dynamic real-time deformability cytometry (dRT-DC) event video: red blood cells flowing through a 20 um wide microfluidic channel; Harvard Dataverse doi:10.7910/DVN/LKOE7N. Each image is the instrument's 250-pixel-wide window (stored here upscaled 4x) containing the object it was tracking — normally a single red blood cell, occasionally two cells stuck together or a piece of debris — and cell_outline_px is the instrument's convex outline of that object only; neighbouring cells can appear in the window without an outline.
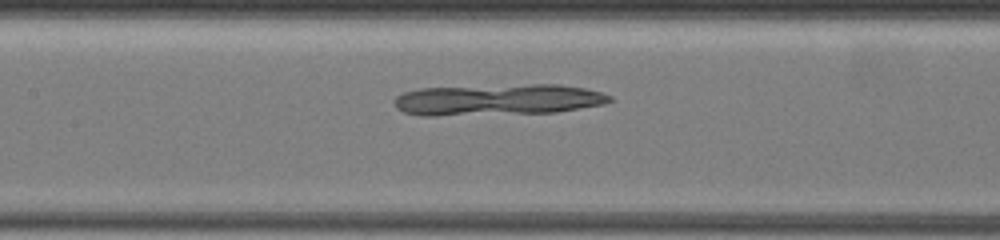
{"species": "common noctule bat (a hibernating species)", "species_latin": "Nyctalus noctula", "temperature_condition": "warm", "stored_images_in_passage": 58, "camera_frame_rate_fps": 3000, "um_per_image_px": 0.085, "animal": {"sex": "female", "body_mass_g": 19.5, "forearm_length_mm": 54.1}, "frame": {"image": 1, "passage_image": 23, "time_ms": 5.667, "image_size_px": [1000, 240], "cell_outline_px": [[612, 100], [604, 104], [556, 112], [436, 116], [420, 116], [404, 112], [396, 108], [392, 104], [392, 100], [396, 96], [404, 92], [420, 88], [532, 84], [560, 84], [584, 88], [600, 92], [612, 96]], "centroid_in_image_um": [42.26, 8.48], "position_along_channel_um": 165.1, "area_um2": 39.48}}
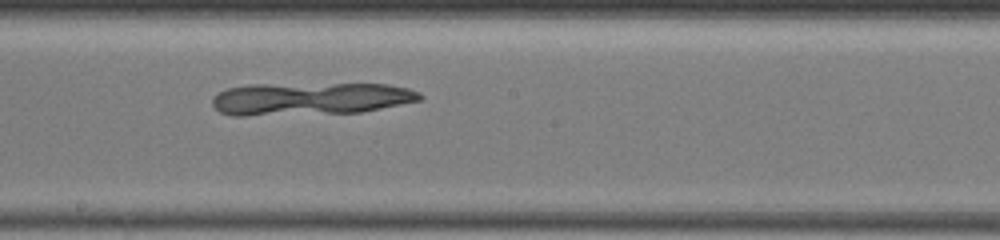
{"frame": {"image": 2, "passage_image": 27, "time_ms": 7.333, "image_size_px": [1000, 240], "cell_outline_px": [[424, 96], [420, 100], [360, 112], [244, 116], [232, 116], [220, 112], [212, 104], [212, 96], [228, 88], [248, 84], [388, 84], [408, 88], [420, 92]], "centroid_in_image_um": [26.34, 8.39], "position_along_channel_um": 221.9, "area_um2": 39.54}}